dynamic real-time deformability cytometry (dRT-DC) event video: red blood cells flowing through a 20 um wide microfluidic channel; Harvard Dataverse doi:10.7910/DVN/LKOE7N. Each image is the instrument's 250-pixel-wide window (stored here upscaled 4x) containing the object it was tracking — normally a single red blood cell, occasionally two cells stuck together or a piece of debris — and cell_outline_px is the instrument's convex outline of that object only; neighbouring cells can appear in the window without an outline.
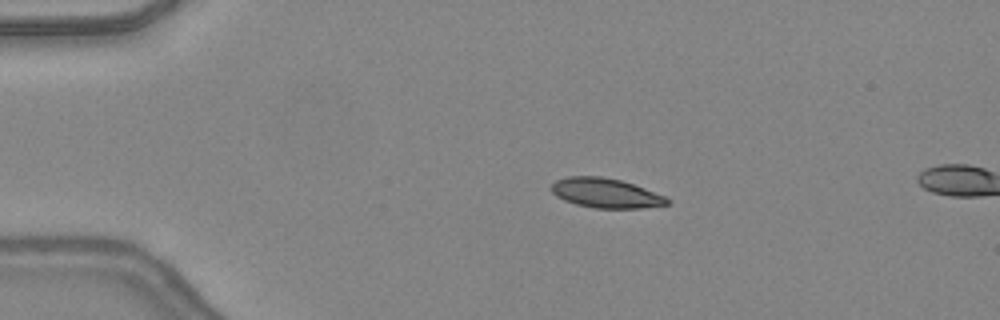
{"species": "common noctule bat (a hibernating species)", "species_latin": "Nyctalus noctula", "temperature_condition": "warm", "stored_images_in_passage": 4, "camera_frame_rate_fps": 3000, "um_per_image_px": 0.085, "animal": {"sex": "female", "body_mass_g": 24.6, "forearm_length_mm": 56.2}, "frame": {"image": 1, "passage_image": 1, "time_ms": 0.0, "image_size_px": [1000, 320], "cell_outline_px": [[668, 204], [640, 208], [596, 208], [576, 204], [564, 200], [556, 196], [552, 192], [552, 184], [556, 180], [568, 176], [600, 176], [620, 180], [644, 188], [664, 196], [668, 200]], "centroid_in_image_um": [51.44, 16.41], "position_along_channel_um": 33.6, "area_um2": 19.65}}